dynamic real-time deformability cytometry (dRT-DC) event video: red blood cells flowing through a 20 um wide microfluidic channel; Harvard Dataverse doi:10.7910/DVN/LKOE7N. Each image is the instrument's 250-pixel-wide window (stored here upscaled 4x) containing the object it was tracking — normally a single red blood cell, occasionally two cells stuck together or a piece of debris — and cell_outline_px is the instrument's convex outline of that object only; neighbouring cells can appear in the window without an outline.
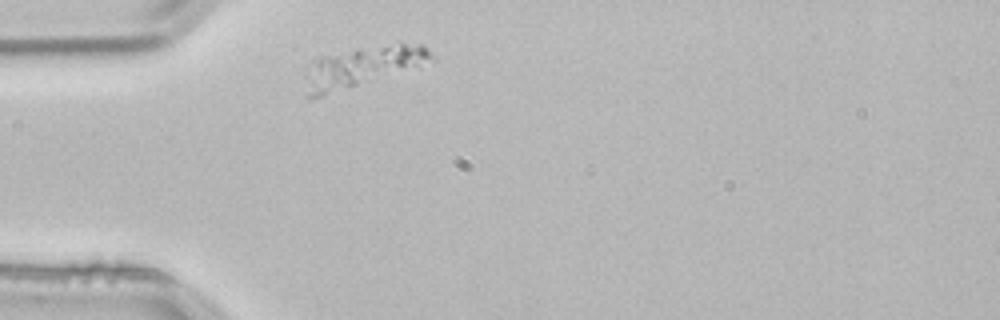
{"species": "common noctule bat (a hibernating species)", "species_latin": "Nyctalus noctula", "temperature_condition": "room temperature", "stored_images_in_passage": 1, "camera_frame_rate_fps": 3000, "um_per_image_px": 0.085, "animal": {"sex": "male", "body_mass_g": 21.5, "forearm_length_mm": 52.0}, "frame": {"image": 1, "passage_image": 1, "time_ms": 0.0, "image_size_px": [1000, 320], "cell_outline_px": [[436, 60], [324, 96], [308, 100], [304, 96], [312, 60], [320, 56], [356, 48], [400, 40], [420, 44], [428, 48]], "centroid_in_image_um": [30.84, 5.62], "position_along_channel_um": 54.2, "area_um2": 30.06}}